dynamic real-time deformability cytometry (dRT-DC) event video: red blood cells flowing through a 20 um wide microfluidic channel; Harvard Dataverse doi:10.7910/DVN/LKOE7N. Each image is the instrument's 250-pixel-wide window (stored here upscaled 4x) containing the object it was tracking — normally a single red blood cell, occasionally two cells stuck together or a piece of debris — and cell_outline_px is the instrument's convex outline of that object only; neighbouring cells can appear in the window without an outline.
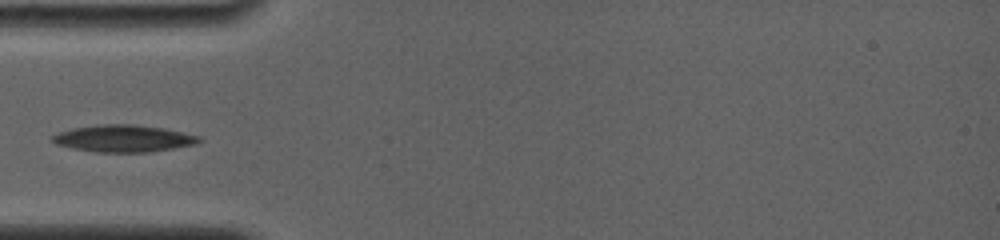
{"species": "common noctule bat (a hibernating species)", "species_latin": "Nyctalus noctula", "temperature_condition": "room temperature", "stored_images_in_passage": 6, "camera_frame_rate_fps": 4000, "um_per_image_px": 0.085, "animal": {"sex": "female", "body_mass_g": 19.0, "forearm_length_mm": 56.7}, "frame": {"image": 1, "passage_image": 1, "time_ms": 0.0, "image_size_px": [1000, 240], "cell_outline_px": [[204, 140], [196, 144], [148, 152], [96, 152], [72, 148], [56, 144], [52, 140], [52, 136], [60, 132], [72, 128], [96, 124], [132, 124], [164, 128], [200, 136]], "centroid_in_image_um": [10.51, 11.76], "position_along_channel_um": 74.5, "area_um2": 23.06}}